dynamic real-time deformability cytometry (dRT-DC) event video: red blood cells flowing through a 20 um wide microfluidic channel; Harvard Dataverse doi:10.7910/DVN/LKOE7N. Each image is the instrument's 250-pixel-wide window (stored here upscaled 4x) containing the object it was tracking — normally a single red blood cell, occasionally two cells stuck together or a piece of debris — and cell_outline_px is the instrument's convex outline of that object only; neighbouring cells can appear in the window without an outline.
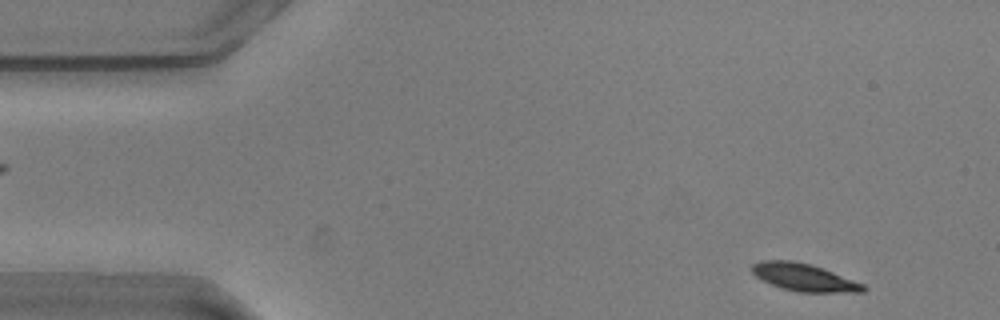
{"species": "common noctule bat (a hibernating species)", "species_latin": "Nyctalus noctula", "temperature_condition": "warm", "stored_images_in_passage": 54, "camera_frame_rate_fps": 3000, "um_per_image_px": 0.085, "animal": {"sex": "male", "body_mass_g": 20.5, "forearm_length_mm": 52.5}, "frame": {"image": 1, "passage_image": 3, "time_ms": 0.667, "image_size_px": [1000, 320], "cell_outline_px": [[868, 288], [864, 292], [796, 292], [780, 288], [756, 276], [752, 272], [752, 264], [760, 260], [792, 260], [812, 264], [864, 284]], "centroid_in_image_um": [68.35, 23.57], "position_along_channel_um": 16.7, "area_um2": 17.86}}
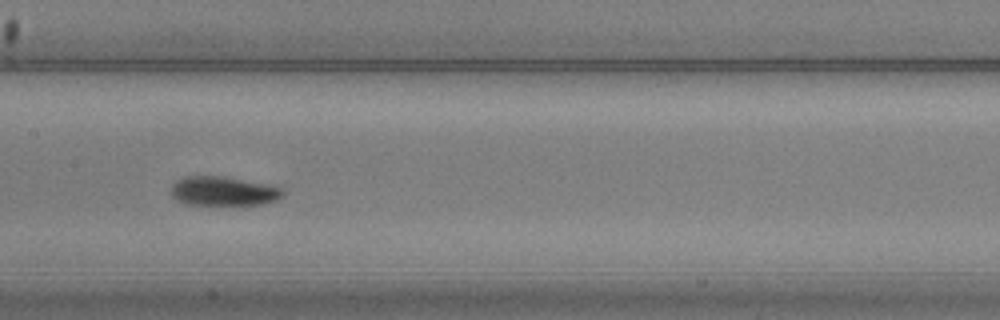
{"frame": {"image": 2, "passage_image": 25, "time_ms": 8.0, "image_size_px": [1000, 320], "cell_outline_px": [[284, 196], [276, 200], [260, 204], [236, 208], [184, 204], [176, 200], [172, 196], [172, 184], [176, 180], [184, 176], [224, 176], [268, 184], [280, 188], [284, 192]], "centroid_in_image_um": [18.98, 16.3], "position_along_channel_um": 188.4, "area_um2": 20.06}}
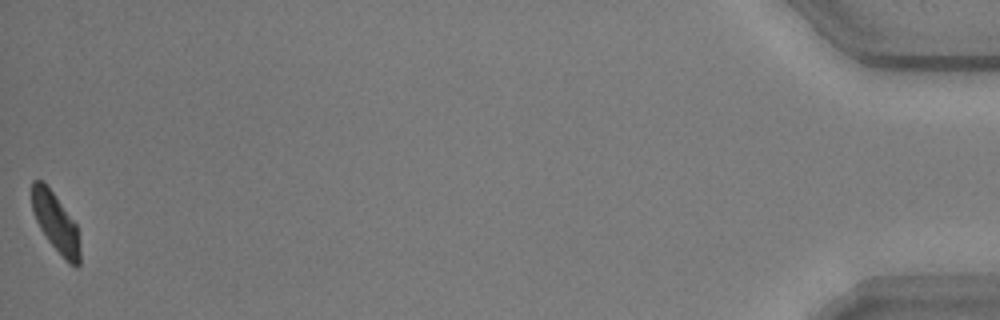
{"frame": {"image": 3, "passage_image": 54, "time_ms": 17.667, "image_size_px": [1000, 320], "cell_outline_px": [[80, 264], [76, 268], [48, 240], [40, 228], [36, 220], [32, 208], [32, 180], [40, 180], [52, 192], [76, 224], [80, 248]], "centroid_in_image_um": [4.73, 18.91], "position_along_channel_um": 430.5, "area_um2": 15.84}, "authors_computed_cell_mechanics": {"area_um2": 18.7272, "velocity_mm_per_s": 3.5726, "shape_relaxation_time_tau1_ms": 2.2535, "shape_relaxation_time_tau2_ms": null, "deformation_change_tau1": 0.1193, "deformation_change_tau2": null}}